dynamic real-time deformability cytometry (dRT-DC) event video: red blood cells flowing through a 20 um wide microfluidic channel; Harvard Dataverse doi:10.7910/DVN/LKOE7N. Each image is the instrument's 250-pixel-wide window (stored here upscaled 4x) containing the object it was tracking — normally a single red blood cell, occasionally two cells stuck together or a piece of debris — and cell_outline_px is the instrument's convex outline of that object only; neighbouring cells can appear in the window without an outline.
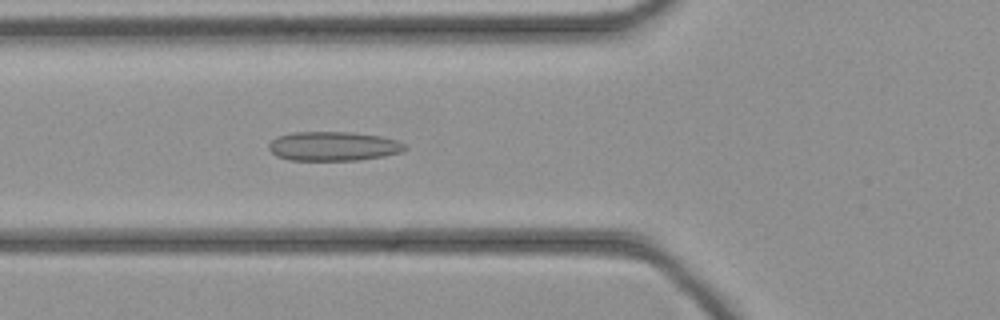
{"species": "common noctule bat (a hibernating species)", "species_latin": "Nyctalus noctula", "temperature_condition": "cold", "stored_images_in_passage": 37, "camera_frame_rate_fps": 3000, "um_per_image_px": 0.085, "animal": {"sex": "female", "body_mass_g": 21.9}, "frame": {"image": 1, "passage_image": 9, "time_ms": 2.667, "image_size_px": [1000, 320], "cell_outline_px": [[408, 148], [400, 152], [384, 156], [356, 160], [288, 160], [276, 156], [268, 148], [268, 144], [276, 136], [292, 132], [352, 132], [380, 136], [396, 140], [404, 144]], "centroid_in_image_um": [28.3, 12.42], "position_along_channel_um": 97.5, "area_um2": 23.24}}
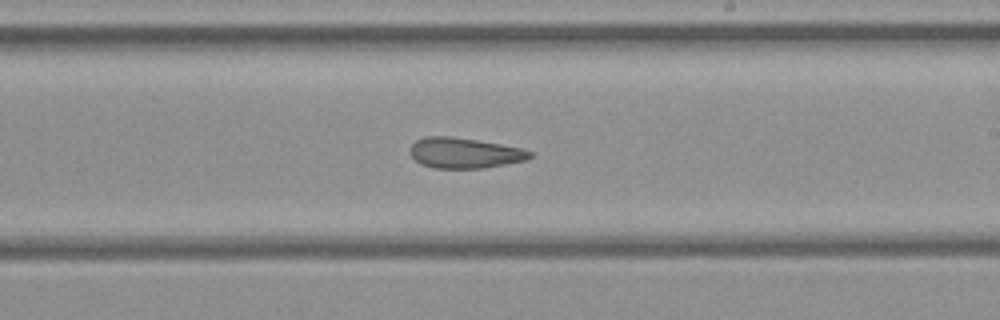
{"frame": {"image": 2, "passage_image": 19, "time_ms": 6.0, "image_size_px": [1000, 320], "cell_outline_px": [[532, 156], [528, 160], [480, 168], [432, 168], [420, 164], [412, 156], [412, 144], [416, 140], [424, 136], [452, 136], [500, 144], [520, 148], [532, 152]], "centroid_in_image_um": [39.48, 13.0], "position_along_channel_um": 249.5, "area_um2": 21.1}}
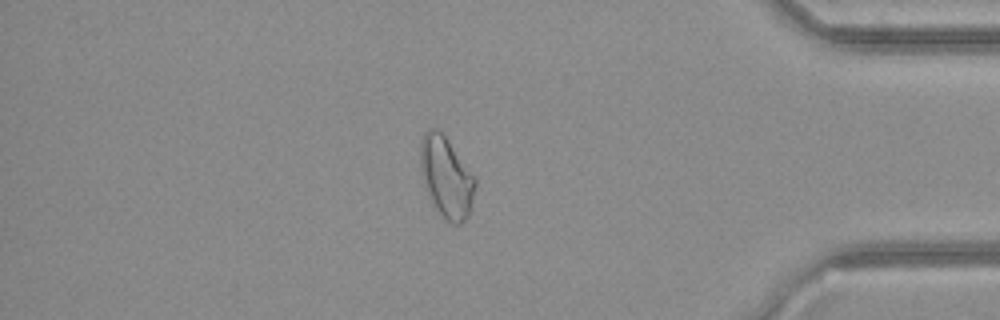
{"frame": {"image": 3, "passage_image": 31, "time_ms": 10.0, "image_size_px": [1000, 320], "cell_outline_px": [[476, 184], [468, 216], [460, 224], [452, 224], [432, 204], [424, 184], [420, 168], [420, 140], [424, 132], [428, 128], [436, 128], [444, 136], [476, 176]], "centroid_in_image_um": [37.93, 15.03], "position_along_channel_um": 397.3, "area_um2": 25.66}}